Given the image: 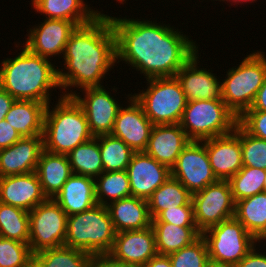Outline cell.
I'll return each mask as SVG.
<instances>
[{
	"instance_id": "obj_1",
	"label": "cell",
	"mask_w": 266,
	"mask_h": 267,
	"mask_svg": "<svg viewBox=\"0 0 266 267\" xmlns=\"http://www.w3.org/2000/svg\"><path fill=\"white\" fill-rule=\"evenodd\" d=\"M109 17L116 36V64L124 61L146 79L175 76L199 52L196 41L170 24Z\"/></svg>"
},
{
	"instance_id": "obj_2",
	"label": "cell",
	"mask_w": 266,
	"mask_h": 267,
	"mask_svg": "<svg viewBox=\"0 0 266 267\" xmlns=\"http://www.w3.org/2000/svg\"><path fill=\"white\" fill-rule=\"evenodd\" d=\"M61 58L64 68L57 70L63 96H72L79 89L103 86L102 80L116 64V36L109 15L102 12L92 22L77 26Z\"/></svg>"
},
{
	"instance_id": "obj_3",
	"label": "cell",
	"mask_w": 266,
	"mask_h": 267,
	"mask_svg": "<svg viewBox=\"0 0 266 267\" xmlns=\"http://www.w3.org/2000/svg\"><path fill=\"white\" fill-rule=\"evenodd\" d=\"M27 47L14 58L1 61L0 87L16 100L51 102L53 89L60 90L57 66Z\"/></svg>"
},
{
	"instance_id": "obj_4",
	"label": "cell",
	"mask_w": 266,
	"mask_h": 267,
	"mask_svg": "<svg viewBox=\"0 0 266 267\" xmlns=\"http://www.w3.org/2000/svg\"><path fill=\"white\" fill-rule=\"evenodd\" d=\"M54 107L46 106L43 126L44 150L68 155L74 148L94 137L87 117L72 96L60 94ZM50 107L52 109H50Z\"/></svg>"
},
{
	"instance_id": "obj_5",
	"label": "cell",
	"mask_w": 266,
	"mask_h": 267,
	"mask_svg": "<svg viewBox=\"0 0 266 267\" xmlns=\"http://www.w3.org/2000/svg\"><path fill=\"white\" fill-rule=\"evenodd\" d=\"M115 235L107 206L97 204L87 211L67 216L64 246L92 255L108 254Z\"/></svg>"
},
{
	"instance_id": "obj_6",
	"label": "cell",
	"mask_w": 266,
	"mask_h": 267,
	"mask_svg": "<svg viewBox=\"0 0 266 267\" xmlns=\"http://www.w3.org/2000/svg\"><path fill=\"white\" fill-rule=\"evenodd\" d=\"M226 71L221 81L222 100L239 118L250 109L266 77V54L253 51Z\"/></svg>"
},
{
	"instance_id": "obj_7",
	"label": "cell",
	"mask_w": 266,
	"mask_h": 267,
	"mask_svg": "<svg viewBox=\"0 0 266 267\" xmlns=\"http://www.w3.org/2000/svg\"><path fill=\"white\" fill-rule=\"evenodd\" d=\"M146 89L134 93L153 125L179 124L187 98L175 76L146 79Z\"/></svg>"
},
{
	"instance_id": "obj_8",
	"label": "cell",
	"mask_w": 266,
	"mask_h": 267,
	"mask_svg": "<svg viewBox=\"0 0 266 267\" xmlns=\"http://www.w3.org/2000/svg\"><path fill=\"white\" fill-rule=\"evenodd\" d=\"M179 124L190 140L202 141L232 133L238 118L222 99L191 100Z\"/></svg>"
},
{
	"instance_id": "obj_9",
	"label": "cell",
	"mask_w": 266,
	"mask_h": 267,
	"mask_svg": "<svg viewBox=\"0 0 266 267\" xmlns=\"http://www.w3.org/2000/svg\"><path fill=\"white\" fill-rule=\"evenodd\" d=\"M210 263L235 266L258 242L235 217L203 231Z\"/></svg>"
},
{
	"instance_id": "obj_10",
	"label": "cell",
	"mask_w": 266,
	"mask_h": 267,
	"mask_svg": "<svg viewBox=\"0 0 266 267\" xmlns=\"http://www.w3.org/2000/svg\"><path fill=\"white\" fill-rule=\"evenodd\" d=\"M67 214L54 199H47L29 211V247L37 253L64 246Z\"/></svg>"
},
{
	"instance_id": "obj_11",
	"label": "cell",
	"mask_w": 266,
	"mask_h": 267,
	"mask_svg": "<svg viewBox=\"0 0 266 267\" xmlns=\"http://www.w3.org/2000/svg\"><path fill=\"white\" fill-rule=\"evenodd\" d=\"M192 203L195 224L201 233L234 217L235 201L229 181L217 180L192 194Z\"/></svg>"
},
{
	"instance_id": "obj_12",
	"label": "cell",
	"mask_w": 266,
	"mask_h": 267,
	"mask_svg": "<svg viewBox=\"0 0 266 267\" xmlns=\"http://www.w3.org/2000/svg\"><path fill=\"white\" fill-rule=\"evenodd\" d=\"M80 92H75L72 97L83 109L90 133L94 137L111 134L114 121L122 106L121 103L116 101L118 98H114L116 94L112 96V93L106 90L104 86L87 87L81 89Z\"/></svg>"
},
{
	"instance_id": "obj_13",
	"label": "cell",
	"mask_w": 266,
	"mask_h": 267,
	"mask_svg": "<svg viewBox=\"0 0 266 267\" xmlns=\"http://www.w3.org/2000/svg\"><path fill=\"white\" fill-rule=\"evenodd\" d=\"M171 176L180 181L192 194L217 181L203 140H191L184 147L171 168Z\"/></svg>"
},
{
	"instance_id": "obj_14",
	"label": "cell",
	"mask_w": 266,
	"mask_h": 267,
	"mask_svg": "<svg viewBox=\"0 0 266 267\" xmlns=\"http://www.w3.org/2000/svg\"><path fill=\"white\" fill-rule=\"evenodd\" d=\"M125 98L128 104L120 107L111 135L120 138L134 152L145 151L154 125L132 93Z\"/></svg>"
},
{
	"instance_id": "obj_15",
	"label": "cell",
	"mask_w": 266,
	"mask_h": 267,
	"mask_svg": "<svg viewBox=\"0 0 266 267\" xmlns=\"http://www.w3.org/2000/svg\"><path fill=\"white\" fill-rule=\"evenodd\" d=\"M44 22L29 28L25 47L32 53L51 60L63 56L65 45L77 25L64 19H44Z\"/></svg>"
},
{
	"instance_id": "obj_16",
	"label": "cell",
	"mask_w": 266,
	"mask_h": 267,
	"mask_svg": "<svg viewBox=\"0 0 266 267\" xmlns=\"http://www.w3.org/2000/svg\"><path fill=\"white\" fill-rule=\"evenodd\" d=\"M217 180L228 181L243 167L240 124L230 134L203 140Z\"/></svg>"
},
{
	"instance_id": "obj_17",
	"label": "cell",
	"mask_w": 266,
	"mask_h": 267,
	"mask_svg": "<svg viewBox=\"0 0 266 267\" xmlns=\"http://www.w3.org/2000/svg\"><path fill=\"white\" fill-rule=\"evenodd\" d=\"M131 196L148 199L171 176V169L145 151L134 152L126 169Z\"/></svg>"
},
{
	"instance_id": "obj_18",
	"label": "cell",
	"mask_w": 266,
	"mask_h": 267,
	"mask_svg": "<svg viewBox=\"0 0 266 267\" xmlns=\"http://www.w3.org/2000/svg\"><path fill=\"white\" fill-rule=\"evenodd\" d=\"M199 54L201 53H195L175 74L187 101L222 99V79L215 76L217 74H214L213 70L200 68Z\"/></svg>"
},
{
	"instance_id": "obj_19",
	"label": "cell",
	"mask_w": 266,
	"mask_h": 267,
	"mask_svg": "<svg viewBox=\"0 0 266 267\" xmlns=\"http://www.w3.org/2000/svg\"><path fill=\"white\" fill-rule=\"evenodd\" d=\"M108 254L116 260L143 267L157 254L152 226L143 230L117 232Z\"/></svg>"
},
{
	"instance_id": "obj_20",
	"label": "cell",
	"mask_w": 266,
	"mask_h": 267,
	"mask_svg": "<svg viewBox=\"0 0 266 267\" xmlns=\"http://www.w3.org/2000/svg\"><path fill=\"white\" fill-rule=\"evenodd\" d=\"M47 200L34 172L0 177V202L31 211Z\"/></svg>"
},
{
	"instance_id": "obj_21",
	"label": "cell",
	"mask_w": 266,
	"mask_h": 267,
	"mask_svg": "<svg viewBox=\"0 0 266 267\" xmlns=\"http://www.w3.org/2000/svg\"><path fill=\"white\" fill-rule=\"evenodd\" d=\"M43 150V136L24 137L0 150V177L34 172Z\"/></svg>"
},
{
	"instance_id": "obj_22",
	"label": "cell",
	"mask_w": 266,
	"mask_h": 267,
	"mask_svg": "<svg viewBox=\"0 0 266 267\" xmlns=\"http://www.w3.org/2000/svg\"><path fill=\"white\" fill-rule=\"evenodd\" d=\"M190 141L180 124L154 125L145 152L171 169Z\"/></svg>"
},
{
	"instance_id": "obj_23",
	"label": "cell",
	"mask_w": 266,
	"mask_h": 267,
	"mask_svg": "<svg viewBox=\"0 0 266 267\" xmlns=\"http://www.w3.org/2000/svg\"><path fill=\"white\" fill-rule=\"evenodd\" d=\"M53 199L67 216L87 211L98 204L95 179L73 173Z\"/></svg>"
},
{
	"instance_id": "obj_24",
	"label": "cell",
	"mask_w": 266,
	"mask_h": 267,
	"mask_svg": "<svg viewBox=\"0 0 266 267\" xmlns=\"http://www.w3.org/2000/svg\"><path fill=\"white\" fill-rule=\"evenodd\" d=\"M115 232L143 230L151 226L152 218L146 199L129 196L107 205Z\"/></svg>"
},
{
	"instance_id": "obj_25",
	"label": "cell",
	"mask_w": 266,
	"mask_h": 267,
	"mask_svg": "<svg viewBox=\"0 0 266 267\" xmlns=\"http://www.w3.org/2000/svg\"><path fill=\"white\" fill-rule=\"evenodd\" d=\"M36 13L46 19H64L77 26L92 22L102 11L91 9L84 0H31Z\"/></svg>"
},
{
	"instance_id": "obj_26",
	"label": "cell",
	"mask_w": 266,
	"mask_h": 267,
	"mask_svg": "<svg viewBox=\"0 0 266 267\" xmlns=\"http://www.w3.org/2000/svg\"><path fill=\"white\" fill-rule=\"evenodd\" d=\"M35 173L47 199H53L73 174L67 155L41 152Z\"/></svg>"
},
{
	"instance_id": "obj_27",
	"label": "cell",
	"mask_w": 266,
	"mask_h": 267,
	"mask_svg": "<svg viewBox=\"0 0 266 267\" xmlns=\"http://www.w3.org/2000/svg\"><path fill=\"white\" fill-rule=\"evenodd\" d=\"M46 106L38 101L15 100L4 119L21 138L43 136Z\"/></svg>"
},
{
	"instance_id": "obj_28",
	"label": "cell",
	"mask_w": 266,
	"mask_h": 267,
	"mask_svg": "<svg viewBox=\"0 0 266 267\" xmlns=\"http://www.w3.org/2000/svg\"><path fill=\"white\" fill-rule=\"evenodd\" d=\"M234 217L258 242L263 243L266 240V192L235 202Z\"/></svg>"
},
{
	"instance_id": "obj_29",
	"label": "cell",
	"mask_w": 266,
	"mask_h": 267,
	"mask_svg": "<svg viewBox=\"0 0 266 267\" xmlns=\"http://www.w3.org/2000/svg\"><path fill=\"white\" fill-rule=\"evenodd\" d=\"M157 254L169 255L192 244L201 232L196 226H177L167 222H152Z\"/></svg>"
},
{
	"instance_id": "obj_30",
	"label": "cell",
	"mask_w": 266,
	"mask_h": 267,
	"mask_svg": "<svg viewBox=\"0 0 266 267\" xmlns=\"http://www.w3.org/2000/svg\"><path fill=\"white\" fill-rule=\"evenodd\" d=\"M152 219L162 211L183 205H193L192 193L176 178H170L147 199Z\"/></svg>"
},
{
	"instance_id": "obj_31",
	"label": "cell",
	"mask_w": 266,
	"mask_h": 267,
	"mask_svg": "<svg viewBox=\"0 0 266 267\" xmlns=\"http://www.w3.org/2000/svg\"><path fill=\"white\" fill-rule=\"evenodd\" d=\"M67 157L74 174L96 179L104 171L98 136L78 145Z\"/></svg>"
},
{
	"instance_id": "obj_32",
	"label": "cell",
	"mask_w": 266,
	"mask_h": 267,
	"mask_svg": "<svg viewBox=\"0 0 266 267\" xmlns=\"http://www.w3.org/2000/svg\"><path fill=\"white\" fill-rule=\"evenodd\" d=\"M94 255L80 249L61 246L33 254L39 267H91Z\"/></svg>"
},
{
	"instance_id": "obj_33",
	"label": "cell",
	"mask_w": 266,
	"mask_h": 267,
	"mask_svg": "<svg viewBox=\"0 0 266 267\" xmlns=\"http://www.w3.org/2000/svg\"><path fill=\"white\" fill-rule=\"evenodd\" d=\"M96 200L99 205L131 196L130 181L126 170L102 172L95 179Z\"/></svg>"
},
{
	"instance_id": "obj_34",
	"label": "cell",
	"mask_w": 266,
	"mask_h": 267,
	"mask_svg": "<svg viewBox=\"0 0 266 267\" xmlns=\"http://www.w3.org/2000/svg\"><path fill=\"white\" fill-rule=\"evenodd\" d=\"M98 141L104 172L126 170L134 151L111 134L99 135Z\"/></svg>"
},
{
	"instance_id": "obj_35",
	"label": "cell",
	"mask_w": 266,
	"mask_h": 267,
	"mask_svg": "<svg viewBox=\"0 0 266 267\" xmlns=\"http://www.w3.org/2000/svg\"><path fill=\"white\" fill-rule=\"evenodd\" d=\"M0 236L29 243V212L0 202Z\"/></svg>"
},
{
	"instance_id": "obj_36",
	"label": "cell",
	"mask_w": 266,
	"mask_h": 267,
	"mask_svg": "<svg viewBox=\"0 0 266 267\" xmlns=\"http://www.w3.org/2000/svg\"><path fill=\"white\" fill-rule=\"evenodd\" d=\"M266 170L243 166L237 174L228 181L235 202L262 193Z\"/></svg>"
},
{
	"instance_id": "obj_37",
	"label": "cell",
	"mask_w": 266,
	"mask_h": 267,
	"mask_svg": "<svg viewBox=\"0 0 266 267\" xmlns=\"http://www.w3.org/2000/svg\"><path fill=\"white\" fill-rule=\"evenodd\" d=\"M168 256L172 267H208L210 264L207 245L202 236Z\"/></svg>"
},
{
	"instance_id": "obj_38",
	"label": "cell",
	"mask_w": 266,
	"mask_h": 267,
	"mask_svg": "<svg viewBox=\"0 0 266 267\" xmlns=\"http://www.w3.org/2000/svg\"><path fill=\"white\" fill-rule=\"evenodd\" d=\"M32 261L28 243L0 236V267H28Z\"/></svg>"
},
{
	"instance_id": "obj_39",
	"label": "cell",
	"mask_w": 266,
	"mask_h": 267,
	"mask_svg": "<svg viewBox=\"0 0 266 267\" xmlns=\"http://www.w3.org/2000/svg\"><path fill=\"white\" fill-rule=\"evenodd\" d=\"M240 143L243 166L266 170V140L250 135L240 125Z\"/></svg>"
},
{
	"instance_id": "obj_40",
	"label": "cell",
	"mask_w": 266,
	"mask_h": 267,
	"mask_svg": "<svg viewBox=\"0 0 266 267\" xmlns=\"http://www.w3.org/2000/svg\"><path fill=\"white\" fill-rule=\"evenodd\" d=\"M152 222H167L177 226H196L193 205L165 209Z\"/></svg>"
},
{
	"instance_id": "obj_41",
	"label": "cell",
	"mask_w": 266,
	"mask_h": 267,
	"mask_svg": "<svg viewBox=\"0 0 266 267\" xmlns=\"http://www.w3.org/2000/svg\"><path fill=\"white\" fill-rule=\"evenodd\" d=\"M238 123L250 135L266 140V111H245Z\"/></svg>"
},
{
	"instance_id": "obj_42",
	"label": "cell",
	"mask_w": 266,
	"mask_h": 267,
	"mask_svg": "<svg viewBox=\"0 0 266 267\" xmlns=\"http://www.w3.org/2000/svg\"><path fill=\"white\" fill-rule=\"evenodd\" d=\"M258 243L234 267H266V252L260 253ZM257 246V248H256Z\"/></svg>"
},
{
	"instance_id": "obj_43",
	"label": "cell",
	"mask_w": 266,
	"mask_h": 267,
	"mask_svg": "<svg viewBox=\"0 0 266 267\" xmlns=\"http://www.w3.org/2000/svg\"><path fill=\"white\" fill-rule=\"evenodd\" d=\"M20 139L21 136L5 119L0 122V150L10 147Z\"/></svg>"
},
{
	"instance_id": "obj_44",
	"label": "cell",
	"mask_w": 266,
	"mask_h": 267,
	"mask_svg": "<svg viewBox=\"0 0 266 267\" xmlns=\"http://www.w3.org/2000/svg\"><path fill=\"white\" fill-rule=\"evenodd\" d=\"M93 267H141L114 259L109 254L94 255Z\"/></svg>"
},
{
	"instance_id": "obj_45",
	"label": "cell",
	"mask_w": 266,
	"mask_h": 267,
	"mask_svg": "<svg viewBox=\"0 0 266 267\" xmlns=\"http://www.w3.org/2000/svg\"><path fill=\"white\" fill-rule=\"evenodd\" d=\"M246 111H266V77L263 85L259 88L256 98L250 109Z\"/></svg>"
},
{
	"instance_id": "obj_46",
	"label": "cell",
	"mask_w": 266,
	"mask_h": 267,
	"mask_svg": "<svg viewBox=\"0 0 266 267\" xmlns=\"http://www.w3.org/2000/svg\"><path fill=\"white\" fill-rule=\"evenodd\" d=\"M15 100L7 91L0 87V122L4 120Z\"/></svg>"
},
{
	"instance_id": "obj_47",
	"label": "cell",
	"mask_w": 266,
	"mask_h": 267,
	"mask_svg": "<svg viewBox=\"0 0 266 267\" xmlns=\"http://www.w3.org/2000/svg\"><path fill=\"white\" fill-rule=\"evenodd\" d=\"M143 267H172L168 255L156 254Z\"/></svg>"
},
{
	"instance_id": "obj_48",
	"label": "cell",
	"mask_w": 266,
	"mask_h": 267,
	"mask_svg": "<svg viewBox=\"0 0 266 267\" xmlns=\"http://www.w3.org/2000/svg\"><path fill=\"white\" fill-rule=\"evenodd\" d=\"M226 1H227V3L232 2V3H229V4H231V6L234 5L233 4V2H234L236 4V7H237L239 5V3H241V5H242V3H244V2L247 3L250 1V3L251 2L253 3V2H256L257 0H225V4H226Z\"/></svg>"
},
{
	"instance_id": "obj_49",
	"label": "cell",
	"mask_w": 266,
	"mask_h": 267,
	"mask_svg": "<svg viewBox=\"0 0 266 267\" xmlns=\"http://www.w3.org/2000/svg\"><path fill=\"white\" fill-rule=\"evenodd\" d=\"M208 267H234V266H230V265H218V264L210 263L208 265Z\"/></svg>"
},
{
	"instance_id": "obj_50",
	"label": "cell",
	"mask_w": 266,
	"mask_h": 267,
	"mask_svg": "<svg viewBox=\"0 0 266 267\" xmlns=\"http://www.w3.org/2000/svg\"><path fill=\"white\" fill-rule=\"evenodd\" d=\"M28 267H39L34 261H32Z\"/></svg>"
},
{
	"instance_id": "obj_51",
	"label": "cell",
	"mask_w": 266,
	"mask_h": 267,
	"mask_svg": "<svg viewBox=\"0 0 266 267\" xmlns=\"http://www.w3.org/2000/svg\"><path fill=\"white\" fill-rule=\"evenodd\" d=\"M263 191L266 192V177H265V179H264Z\"/></svg>"
},
{
	"instance_id": "obj_52",
	"label": "cell",
	"mask_w": 266,
	"mask_h": 267,
	"mask_svg": "<svg viewBox=\"0 0 266 267\" xmlns=\"http://www.w3.org/2000/svg\"><path fill=\"white\" fill-rule=\"evenodd\" d=\"M118 3L124 4L126 2V0H116ZM124 2V3H123Z\"/></svg>"
},
{
	"instance_id": "obj_53",
	"label": "cell",
	"mask_w": 266,
	"mask_h": 267,
	"mask_svg": "<svg viewBox=\"0 0 266 267\" xmlns=\"http://www.w3.org/2000/svg\"><path fill=\"white\" fill-rule=\"evenodd\" d=\"M211 1H212V0H211ZM213 1H220V2H222V1H223V3H224V1H225V0H213Z\"/></svg>"
}]
</instances>
